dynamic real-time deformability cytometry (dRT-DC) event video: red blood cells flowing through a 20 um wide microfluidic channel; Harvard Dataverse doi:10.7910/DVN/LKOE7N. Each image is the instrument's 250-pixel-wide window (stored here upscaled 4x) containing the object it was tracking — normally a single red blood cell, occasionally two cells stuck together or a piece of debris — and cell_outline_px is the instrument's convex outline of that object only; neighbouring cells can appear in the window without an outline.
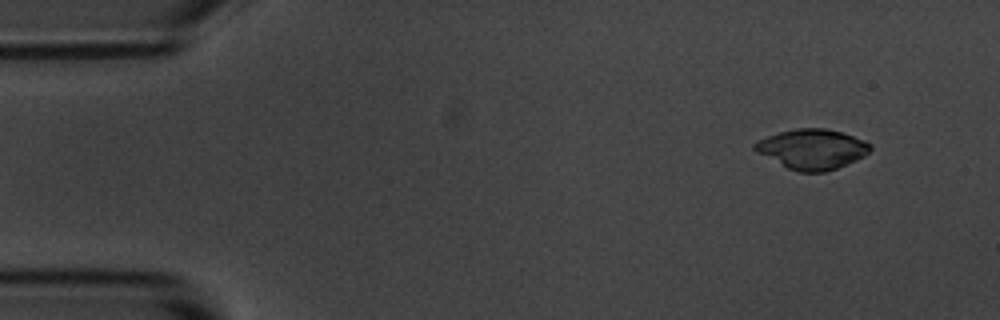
{"species": "common noctule bat (a hibernating species)", "species_latin": "Nyctalus noctula", "temperature_condition": "room temperature", "stored_images_in_passage": 5, "camera_frame_rate_fps": 3000, "um_per_image_px": 0.085, "animal": {"sex": "male", "body_mass_g": 20.1, "forearm_length_mm": 53.5}, "frame": {"image": 1, "passage_image": 2, "time_ms": 1.0, "image_size_px": [1000, 320], "cell_outline_px": [[872, 148], [864, 156], [856, 160], [836, 168], [824, 172], [800, 172], [788, 168], [756, 152], [752, 148], [752, 144], [768, 136], [780, 132], [796, 128], [824, 128], [840, 132], [864, 140], [872, 144]], "centroid_in_image_um": [69.03, 12.67], "position_along_channel_um": 16.0, "area_um2": 26.7}}